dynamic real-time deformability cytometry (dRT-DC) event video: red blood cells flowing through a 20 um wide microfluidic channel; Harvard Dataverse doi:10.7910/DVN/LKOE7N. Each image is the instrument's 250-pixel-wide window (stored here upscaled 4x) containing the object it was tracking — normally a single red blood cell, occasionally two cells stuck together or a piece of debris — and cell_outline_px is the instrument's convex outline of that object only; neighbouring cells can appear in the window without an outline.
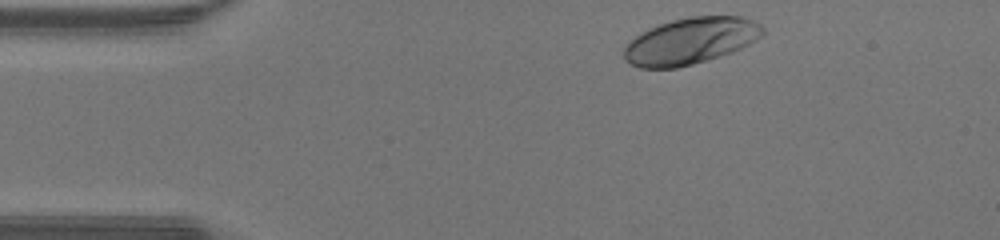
{"species": "human", "species_latin": "Homo sapiens", "temperature_condition": "warm", "stored_images_in_passage": 33, "camera_frame_rate_fps": 3000, "um_per_image_px": 0.085, "donor": {"sex": "male"}, "frame": {"image": 1, "passage_image": 1, "time_ms": 0.0, "image_size_px": [1000, 240], "cell_outline_px": [[764, 32], [760, 36], [748, 44], [732, 52], [692, 64], [676, 68], [640, 68], [624, 60], [624, 48], [636, 36], [648, 28], [672, 20], [692, 16], [740, 16], [752, 20], [760, 24], [764, 28]], "centroid_in_image_um": [58.69, 3.48], "position_along_channel_um": 26.3, "area_um2": 37.17}}
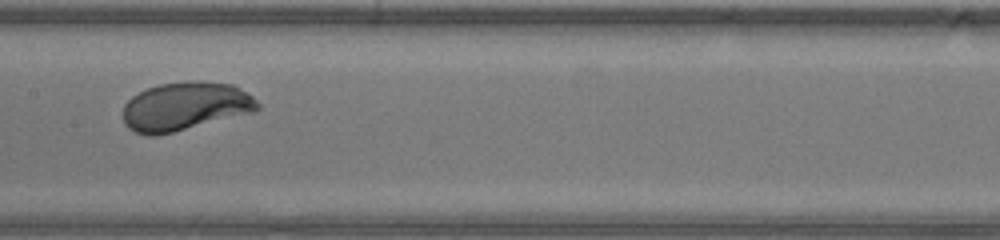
{"frame": {"image": 2, "passage_image": 17, "time_ms": 5.333, "image_size_px": [1000, 240], "cell_outline_px": [[260, 108], [256, 112], [156, 136], [148, 136], [136, 132], [128, 128], [124, 124], [124, 104], [132, 96], [148, 88], [160, 84], [188, 80], [200, 80], [232, 84], [252, 96], [260, 104]], "centroid_in_image_um": [15.76, 9.04], "position_along_channel_um": 191.6, "area_um2": 38.26}}
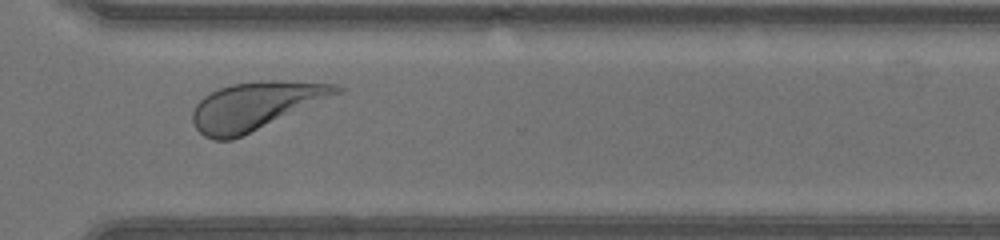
{"frame": {"image": 3, "passage_image": 28, "time_ms": 9.0, "image_size_px": [1000, 240], "cell_outline_px": [[344, 88], [340, 92], [232, 140], [212, 140], [204, 136], [196, 128], [192, 120], [192, 112], [196, 104], [204, 96], [220, 88], [232, 84], [260, 80], [280, 80], [336, 84]], "centroid_in_image_um": [21.65, 8.99], "position_along_channel_um": 349.0, "area_um2": 39.25}, "authors_computed_cell_mechanics": {"area_um2": 37.57, "velocity_mm_per_s": 4.3055, "shape_relaxation_time_tau1_ms": 2.3229, "shape_relaxation_time_tau2_ms": null, "deformation_change_tau1": 0.1654, "deformation_change_tau2": null}}